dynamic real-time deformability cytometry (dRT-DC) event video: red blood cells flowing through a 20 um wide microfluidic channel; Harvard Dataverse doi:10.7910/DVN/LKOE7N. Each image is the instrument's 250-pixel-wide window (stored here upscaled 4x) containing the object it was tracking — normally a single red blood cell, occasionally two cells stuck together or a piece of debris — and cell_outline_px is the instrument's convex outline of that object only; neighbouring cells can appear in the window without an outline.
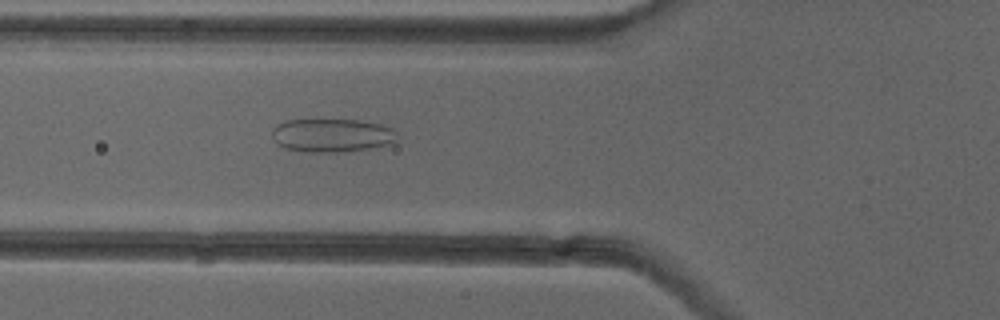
{"species": "common noctule bat (a hibernating species)", "species_latin": "Nyctalus noctula", "temperature_condition": "cold", "stored_images_in_passage": 51, "camera_frame_rate_fps": 3000, "um_per_image_px": 0.085, "animal": {"sex": "female"}, "frame": {"image": 1, "passage_image": 19, "time_ms": 6.0, "image_size_px": [1000, 320], "cell_outline_px": [[396, 144], [376, 148], [336, 152], [304, 152], [284, 148], [276, 144], [272, 136], [272, 128], [276, 124], [284, 120], [360, 120], [380, 124], [392, 128], [396, 132]], "centroid_in_image_um": [28.22, 11.51], "position_along_channel_um": 97.6, "area_um2": 24.85}}
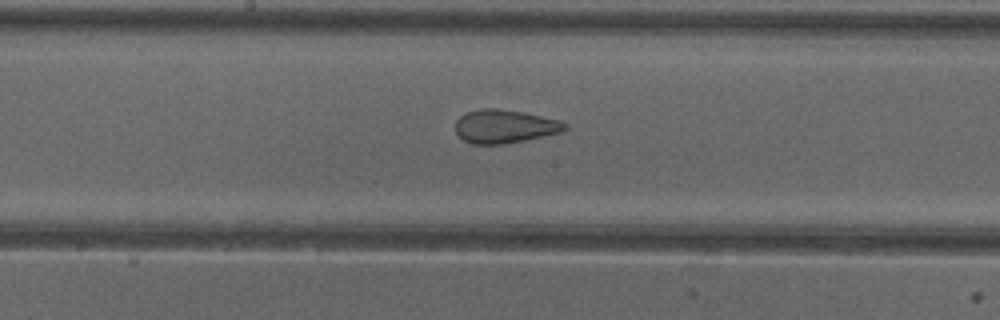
{"frame": {"image": 2, "passage_image": 27, "time_ms": 8.667, "image_size_px": [1000, 320], "cell_outline_px": [[568, 128], [560, 132], [524, 140], [500, 144], [472, 144], [464, 140], [456, 132], [456, 120], [460, 116], [468, 112], [480, 108], [496, 108], [524, 112], [560, 120], [568, 124]], "centroid_in_image_um": [42.9, 10.73], "position_along_channel_um": 205.3, "area_um2": 21.21}}
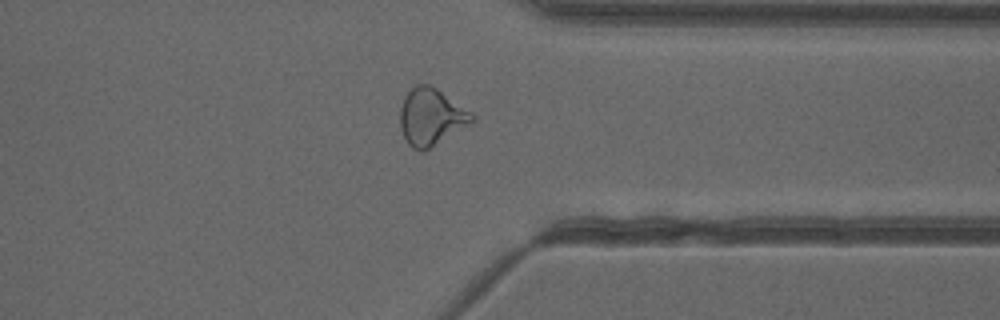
{"frame": {"image": 3, "passage_image": 40, "time_ms": 13.0, "image_size_px": [1000, 320], "cell_outline_px": [[476, 116], [468, 124], [428, 148], [412, 148], [408, 144], [400, 128], [400, 108], [404, 96], [416, 84], [428, 84], [436, 88], [472, 112]], "centroid_in_image_um": [36.61, 9.89], "position_along_channel_um": 374.8, "area_um2": 23.12}, "authors_computed_cell_mechanics": {"area_um2": 25.143, "velocity_mm_per_s": 3.9908, "shape_relaxation_time_tau1_ms": null, "shape_relaxation_time_tau2_ms": 1.0249, "deformation_change_tau1": null, "deformation_change_tau2": 0.0889}}